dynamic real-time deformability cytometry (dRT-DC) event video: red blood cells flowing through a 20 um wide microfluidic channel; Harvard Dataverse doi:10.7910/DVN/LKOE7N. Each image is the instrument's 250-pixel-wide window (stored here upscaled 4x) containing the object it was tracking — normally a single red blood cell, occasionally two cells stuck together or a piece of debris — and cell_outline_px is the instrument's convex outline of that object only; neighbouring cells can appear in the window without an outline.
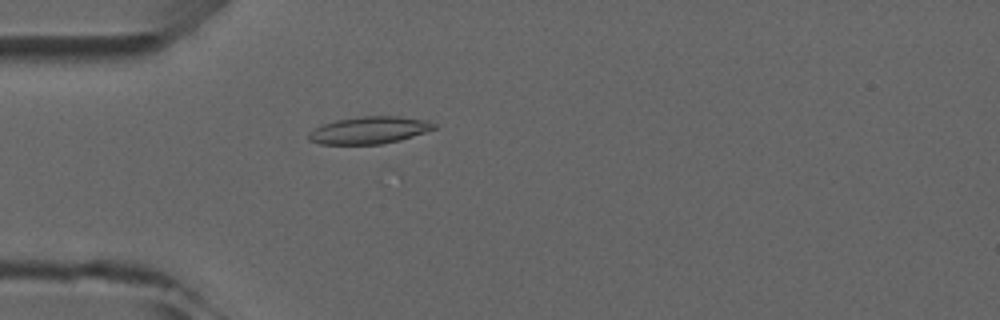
{"species": "common noctule bat (a hibernating species)", "species_latin": "Nyctalus noctula", "temperature_condition": "room temperature", "stored_images_in_passage": 4, "camera_frame_rate_fps": 3000, "um_per_image_px": 0.085, "animal": {"sex": "male", "forearm_length_mm": 52.5}, "frame": {"image": 1, "passage_image": 4, "time_ms": 3.667, "image_size_px": [1000, 320], "cell_outline_px": [[436, 128], [400, 140], [380, 144], [320, 144], [308, 140], [308, 132], [324, 124], [336, 120], [360, 116], [400, 116], [428, 120], [436, 124]], "centroid_in_image_um": [31.39, 11.06], "position_along_channel_um": 53.6, "area_um2": 19.83}}